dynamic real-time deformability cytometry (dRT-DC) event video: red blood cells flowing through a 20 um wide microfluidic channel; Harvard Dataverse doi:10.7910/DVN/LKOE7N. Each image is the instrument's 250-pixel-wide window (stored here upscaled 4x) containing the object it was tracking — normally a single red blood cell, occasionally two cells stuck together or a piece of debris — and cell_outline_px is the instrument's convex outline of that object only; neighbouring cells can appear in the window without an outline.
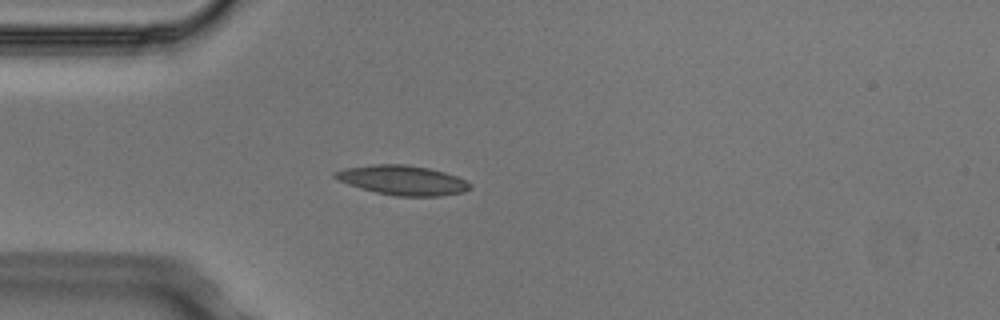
{"species": "Egyptian fruit bat (a non-hibernating species)", "species_latin": "Rousettus aegyptiacus", "temperature_condition": "cold", "stored_images_in_passage": 4, "camera_frame_rate_fps": 3000, "um_per_image_px": 0.085, "animal": {"sex": "male"}, "frame": {"image": 1, "passage_image": 4, "time_ms": 1.0, "image_size_px": [1000, 320], "cell_outline_px": [[472, 188], [464, 192], [440, 196], [396, 196], [376, 192], [360, 188], [336, 180], [332, 176], [332, 172], [344, 168], [372, 164], [404, 164], [428, 168], [444, 172], [456, 176], [472, 184]], "centroid_in_image_um": [34.18, 15.31], "position_along_channel_um": 50.8, "area_um2": 23.41}}